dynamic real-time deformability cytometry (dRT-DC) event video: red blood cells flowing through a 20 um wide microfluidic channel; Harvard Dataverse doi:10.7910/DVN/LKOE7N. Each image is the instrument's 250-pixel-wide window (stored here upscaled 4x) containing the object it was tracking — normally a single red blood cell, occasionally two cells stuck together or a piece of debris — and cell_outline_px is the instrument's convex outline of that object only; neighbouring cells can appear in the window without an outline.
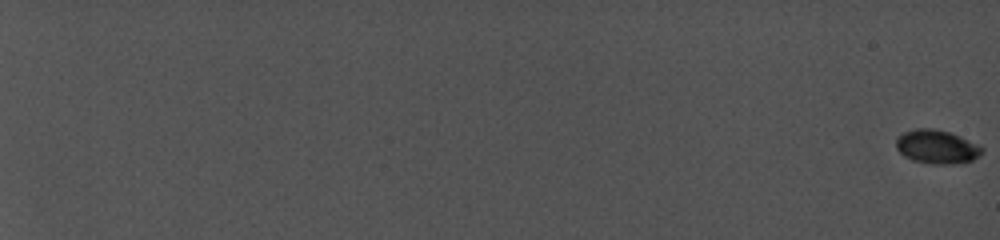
{"species": "common noctule bat (a hibernating species)", "species_latin": "Nyctalus noctula", "temperature_condition": "cold", "stored_images_in_passage": 32, "camera_frame_rate_fps": 5000, "um_per_image_px": 0.085, "animal": {"sex": "female", "body_mass_g": 19.0, "forearm_length_mm": 56.7}, "frame": {"image": 1, "passage_image": 1, "time_ms": 0.0, "image_size_px": [1000, 240], "cell_outline_px": [[984, 152], [980, 156], [972, 160], [952, 164], [932, 164], [912, 160], [904, 156], [896, 148], [896, 140], [904, 132], [916, 128], [932, 128], [948, 132], [960, 136], [980, 144], [984, 148]], "centroid_in_image_um": [79.67, 12.48], "position_along_channel_um": 5.3, "area_um2": 16.99}}
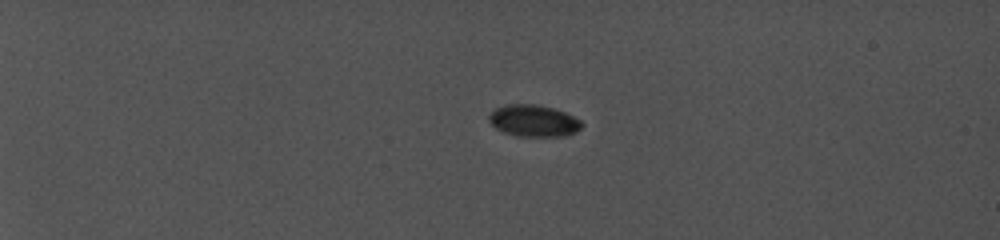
{"frame": {"image": 2, "passage_image": 15, "time_ms": 6.4, "image_size_px": [1000, 240], "cell_outline_px": [[584, 124], [576, 132], [564, 136], [516, 136], [504, 132], [496, 128], [488, 120], [488, 116], [496, 108], [504, 104], [536, 104], [552, 108], [564, 112], [580, 120]], "centroid_in_image_um": [45.35, 10.26], "position_along_channel_um": 39.7, "area_um2": 17.11}}
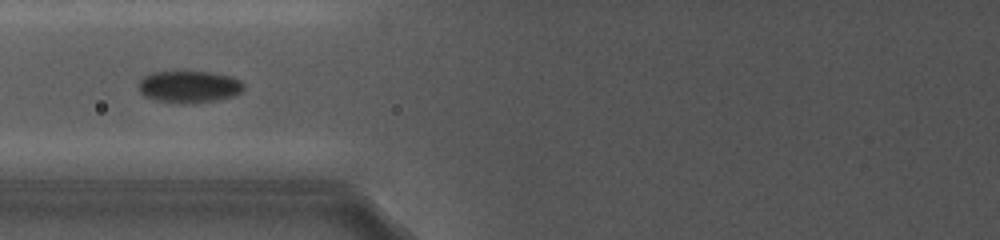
{"frame": {"image": 3, "passage_image": 26, "time_ms": 11.2, "image_size_px": [1000, 240], "cell_outline_px": [[244, 88], [240, 92], [232, 96], [216, 100], [192, 104], [180, 104], [156, 100], [144, 96], [140, 92], [136, 84], [144, 76], [152, 72], [184, 68], [212, 72], [228, 76], [240, 80], [244, 84]], "centroid_in_image_um": [16.01, 7.33], "position_along_channel_um": 109.8, "area_um2": 20.58}}